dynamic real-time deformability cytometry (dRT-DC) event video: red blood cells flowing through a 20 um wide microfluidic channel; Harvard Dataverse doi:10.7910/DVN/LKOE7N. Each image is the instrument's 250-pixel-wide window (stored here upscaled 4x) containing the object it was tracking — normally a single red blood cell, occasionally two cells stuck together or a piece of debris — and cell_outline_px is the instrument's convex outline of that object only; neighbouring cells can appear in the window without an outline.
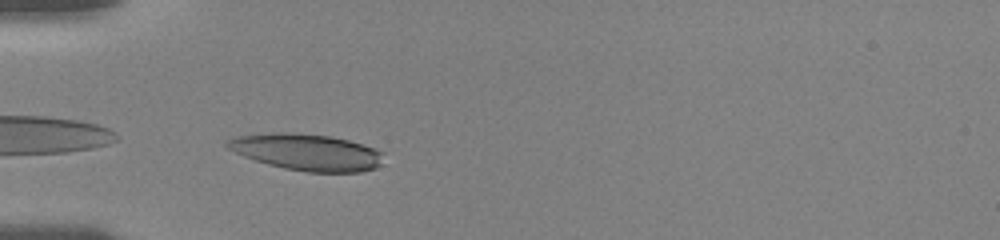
{"species": "human", "species_latin": "Homo sapiens", "temperature_condition": "room temperature", "stored_images_in_passage": 8, "camera_frame_rate_fps": 3000, "um_per_image_px": 0.085, "donor": {"sex": "female"}, "frame": {"image": 1, "passage_image": 1, "time_ms": 0.0, "image_size_px": [1000, 240], "cell_outline_px": [[380, 164], [376, 168], [360, 172], [308, 172], [284, 168], [268, 164], [244, 156], [228, 148], [224, 144], [224, 140], [232, 136], [272, 132], [284, 132], [328, 136], [348, 140], [372, 148], [380, 152]], "centroid_in_image_um": [25.98, 12.92], "position_along_channel_um": 59.0, "area_um2": 32.95}}
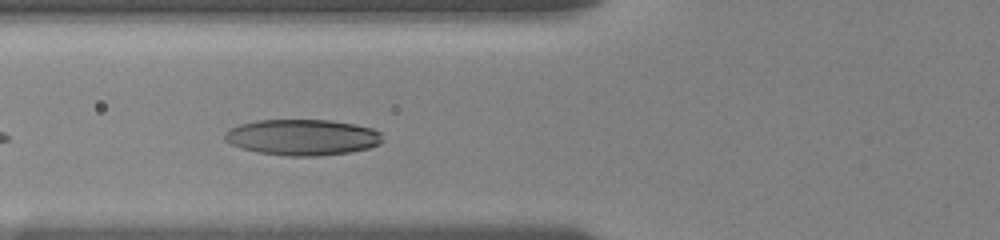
{"frame": {"image": 2, "passage_image": 7, "time_ms": 1.333, "image_size_px": [1000, 240], "cell_outline_px": [[384, 140], [380, 144], [368, 148], [348, 152], [320, 156], [288, 156], [260, 152], [240, 148], [224, 140], [224, 132], [240, 124], [256, 120], [328, 120], [352, 124], [372, 128], [380, 132]], "centroid_in_image_um": [25.7, 11.67], "position_along_channel_um": 100.1, "area_um2": 33.0}}